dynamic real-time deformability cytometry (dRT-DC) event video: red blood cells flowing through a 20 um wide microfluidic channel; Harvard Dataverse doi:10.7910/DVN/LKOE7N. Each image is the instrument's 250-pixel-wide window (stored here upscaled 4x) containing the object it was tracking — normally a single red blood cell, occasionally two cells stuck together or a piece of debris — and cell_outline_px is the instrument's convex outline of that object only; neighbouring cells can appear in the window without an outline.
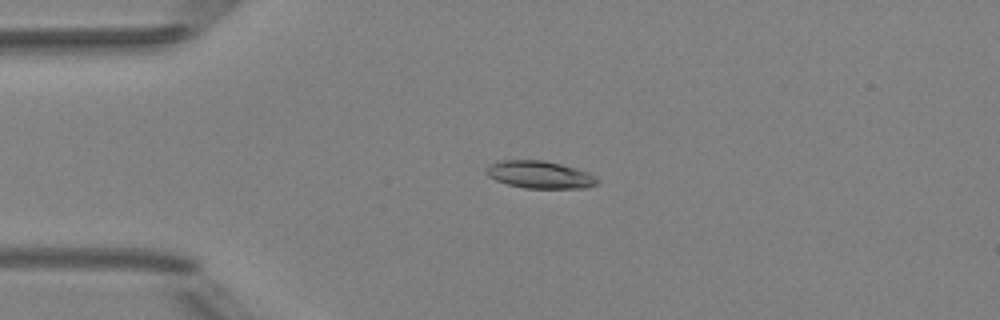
{"species": "Egyptian fruit bat (a non-hibernating species)", "species_latin": "Rousettus aegyptiacus", "temperature_condition": "room temperature", "stored_images_in_passage": 4, "camera_frame_rate_fps": 3000, "um_per_image_px": 0.085, "animal": {"sex": "female"}, "frame": {"image": 1, "passage_image": 3, "time_ms": 2.333, "image_size_px": [1000, 320], "cell_outline_px": [[600, 180], [596, 184], [584, 188], [524, 188], [508, 184], [496, 180], [488, 176], [484, 172], [488, 164], [500, 160], [544, 160], [560, 164], [588, 172], [596, 176]], "centroid_in_image_um": [45.85, 14.84], "position_along_channel_um": 39.1, "area_um2": 17.8}}